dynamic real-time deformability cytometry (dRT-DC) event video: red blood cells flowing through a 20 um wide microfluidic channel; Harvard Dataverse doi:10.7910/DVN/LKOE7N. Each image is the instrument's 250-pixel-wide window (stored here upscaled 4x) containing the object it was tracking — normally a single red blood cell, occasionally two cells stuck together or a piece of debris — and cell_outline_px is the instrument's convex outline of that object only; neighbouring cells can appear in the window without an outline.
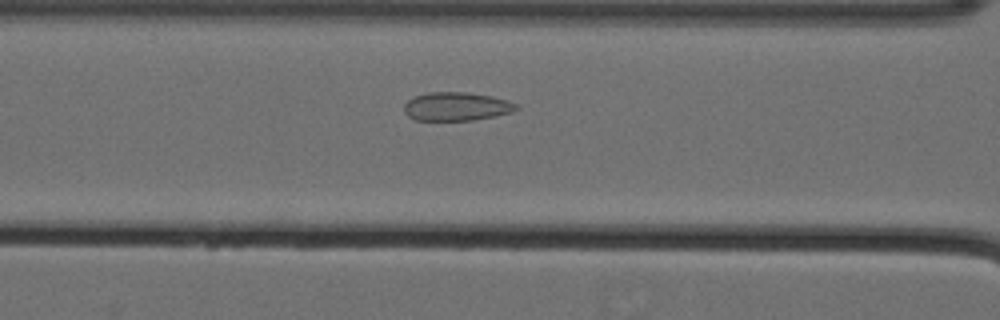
{"species": "Egyptian fruit bat (a non-hibernating species)", "species_latin": "Rousettus aegyptiacus", "temperature_condition": "cold", "stored_images_in_passage": 42, "camera_frame_rate_fps": 3000, "um_per_image_px": 0.085, "animal": {"sex": "female"}, "frame": {"image": 1, "passage_image": 16, "time_ms": 5.0, "image_size_px": [1000, 320], "cell_outline_px": [[520, 108], [512, 112], [496, 116], [472, 120], [416, 120], [408, 116], [404, 112], [404, 104], [412, 96], [428, 92], [468, 92], [492, 96], [508, 100], [520, 104]], "centroid_in_image_um": [38.83, 9.04], "position_along_channel_um": 127.8, "area_um2": 18.96}}
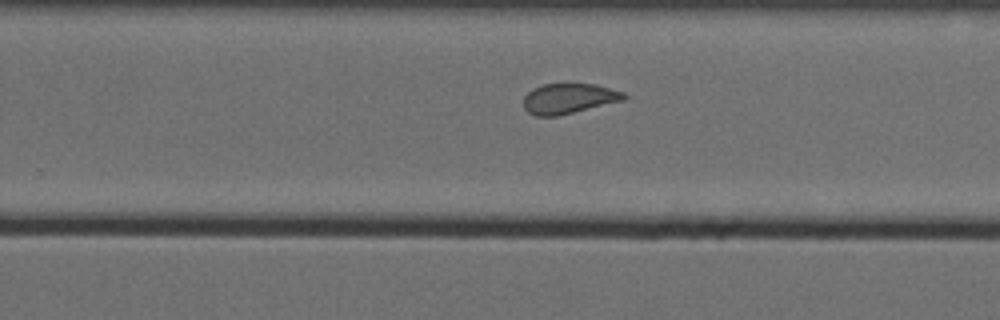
{"frame": {"image": 2, "passage_image": 29, "time_ms": 9.333, "image_size_px": [1000, 320], "cell_outline_px": [[628, 96], [624, 100], [556, 116], [536, 116], [528, 112], [524, 108], [524, 96], [532, 88], [544, 84], [596, 84], [624, 92]], "centroid_in_image_um": [48.34, 8.37], "position_along_channel_um": 281.5, "area_um2": 17.57}}
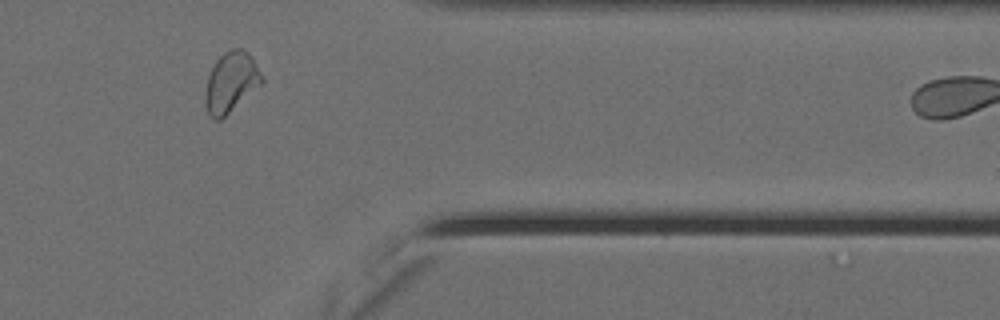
{"frame": {"image": 3, "passage_image": 39, "time_ms": 12.667, "image_size_px": [1000, 320], "cell_outline_px": [[264, 80], [260, 84], [220, 120], [216, 120], [208, 112], [208, 76], [216, 60], [224, 52], [232, 48], [244, 48], [248, 52], [264, 76]], "centroid_in_image_um": [19.69, 6.91], "position_along_channel_um": 391.7, "area_um2": 18.96}}